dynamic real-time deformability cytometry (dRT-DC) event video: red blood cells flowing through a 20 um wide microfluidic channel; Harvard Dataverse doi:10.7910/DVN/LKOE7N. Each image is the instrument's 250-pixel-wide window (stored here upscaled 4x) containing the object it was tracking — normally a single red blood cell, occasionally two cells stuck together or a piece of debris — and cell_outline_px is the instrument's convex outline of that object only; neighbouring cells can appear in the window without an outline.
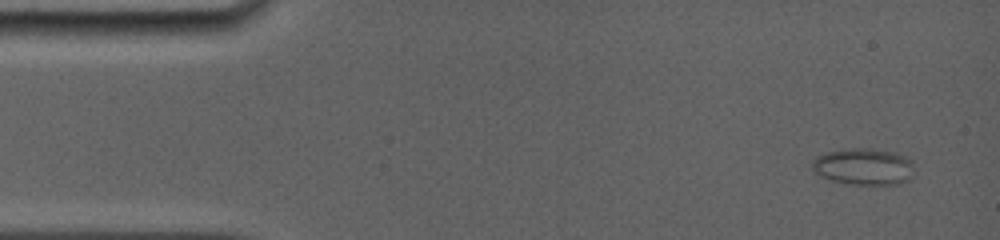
{"species": "common noctule bat (a hibernating species)", "species_latin": "Nyctalus noctula", "temperature_condition": "room temperature", "stored_images_in_passage": 11, "camera_frame_rate_fps": 5000, "um_per_image_px": 0.085, "animal": {"sex": "female", "body_mass_g": 19.0, "forearm_length_mm": 56.7}, "frame": {"image": 1, "passage_image": 1, "time_ms": 0.0, "image_size_px": [1000, 240], "cell_outline_px": [[916, 168], [912, 176], [908, 180], [900, 184], [848, 184], [816, 176], [812, 168], [812, 164], [816, 156], [824, 152], [852, 148], [868, 148], [896, 152], [912, 160]], "centroid_in_image_um": [73.43, 14.16], "position_along_channel_um": 11.6, "area_um2": 22.25}}
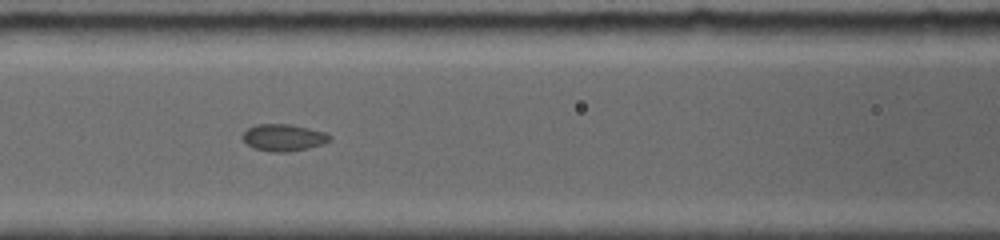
{"frame": {"image": 2, "passage_image": 7, "time_ms": 6.0, "image_size_px": [1000, 240], "cell_outline_px": [[332, 140], [324, 144], [308, 148], [288, 152], [272, 152], [252, 148], [240, 136], [248, 128], [256, 124], [292, 124], [324, 132], [332, 136]], "centroid_in_image_um": [24.11, 11.69], "position_along_channel_um": 142.5, "area_um2": 13.81}}
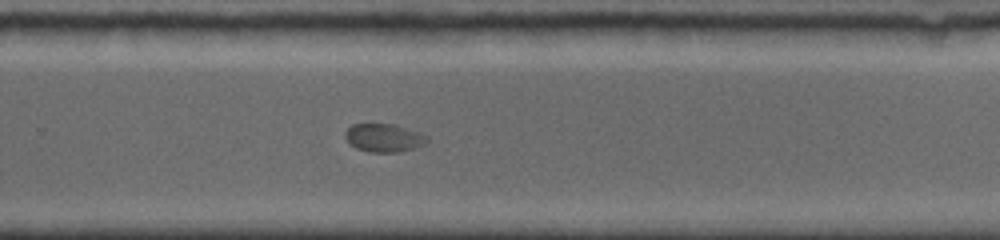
{"frame": {"image": 3, "passage_image": 11, "time_ms": 10.0, "image_size_px": [1000, 240], "cell_outline_px": [[428, 140], [424, 144], [400, 152], [368, 152], [356, 148], [344, 136], [344, 132], [352, 124], [368, 120], [396, 124], [420, 132], [428, 136]], "centroid_in_image_um": [32.6, 11.65], "position_along_channel_um": 297.2, "area_um2": 14.1}}